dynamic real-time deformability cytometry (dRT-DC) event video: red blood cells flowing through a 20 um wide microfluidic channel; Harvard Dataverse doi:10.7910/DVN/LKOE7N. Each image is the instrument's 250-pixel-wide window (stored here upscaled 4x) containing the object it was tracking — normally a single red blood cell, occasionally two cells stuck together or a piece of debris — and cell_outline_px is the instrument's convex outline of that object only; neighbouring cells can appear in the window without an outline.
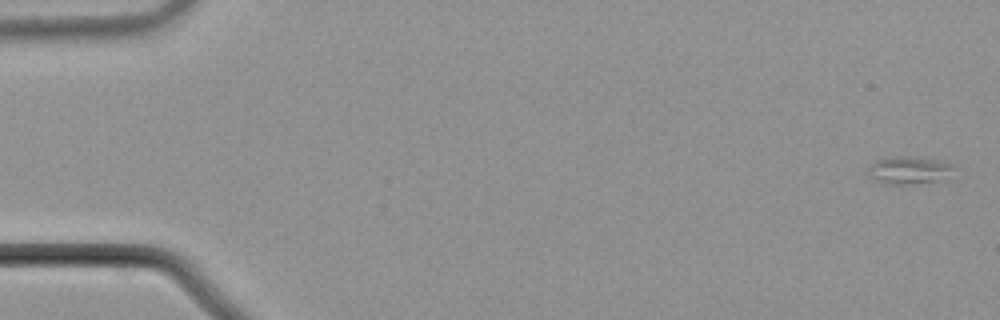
{"species": "common noctule bat (a hibernating species)", "species_latin": "Nyctalus noctula", "temperature_condition": "cold", "stored_images_in_passage": 4, "camera_frame_rate_fps": 3000, "um_per_image_px": 0.085, "animal": {"sex": "male", "body_mass_g": 21.5, "forearm_length_mm": 52.0}, "frame": {"image": 1, "passage_image": 1, "time_ms": 0.0, "image_size_px": [1000, 320], "cell_outline_px": [[960, 168], [956, 180], [908, 184], [888, 184], [876, 180], [868, 176], [868, 168], [876, 160], [892, 156], [916, 156], [940, 160]], "centroid_in_image_um": [77.5, 14.48], "position_along_channel_um": 7.5, "area_um2": 14.91}}